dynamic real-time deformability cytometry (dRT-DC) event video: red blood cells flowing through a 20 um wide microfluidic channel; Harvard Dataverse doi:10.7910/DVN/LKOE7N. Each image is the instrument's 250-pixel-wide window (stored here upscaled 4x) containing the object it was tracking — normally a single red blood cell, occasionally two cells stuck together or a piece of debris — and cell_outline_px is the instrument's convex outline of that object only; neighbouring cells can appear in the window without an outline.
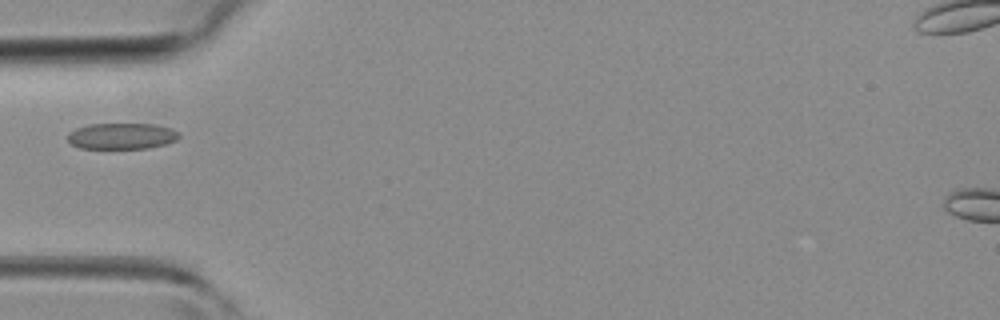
{"species": "common noctule bat (a hibernating species)", "species_latin": "Nyctalus noctula", "temperature_condition": "room temperature", "stored_images_in_passage": 14, "camera_frame_rate_fps": 3000, "um_per_image_px": 0.085, "animal": {"sex": "female", "body_mass_g": 19.3, "forearm_length_mm": 54.1}, "frame": {"image": 1, "passage_image": 1, "time_ms": 0.0, "image_size_px": [1000, 320], "cell_outline_px": [[180, 136], [176, 140], [168, 144], [148, 148], [80, 148], [72, 144], [68, 140], [68, 132], [76, 128], [88, 124], [152, 124], [172, 128], [180, 132]], "centroid_in_image_um": [10.38, 11.56], "position_along_channel_um": 74.6, "area_um2": 17.05}}
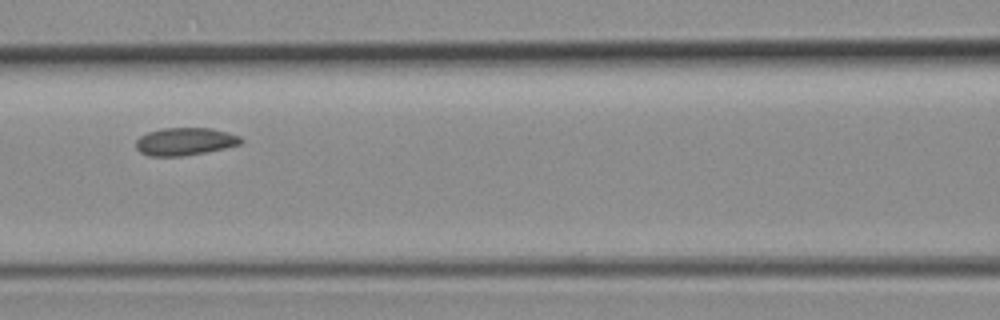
{"frame": {"image": 2, "passage_image": 6, "time_ms": 1.667, "image_size_px": [1000, 320], "cell_outline_px": [[244, 140], [240, 144], [224, 148], [184, 156], [148, 156], [140, 152], [136, 148], [136, 140], [140, 136], [148, 132], [160, 128], [212, 128], [228, 132], [240, 136]], "centroid_in_image_um": [15.71, 12.02], "position_along_channel_um": 150.9, "area_um2": 16.99}}
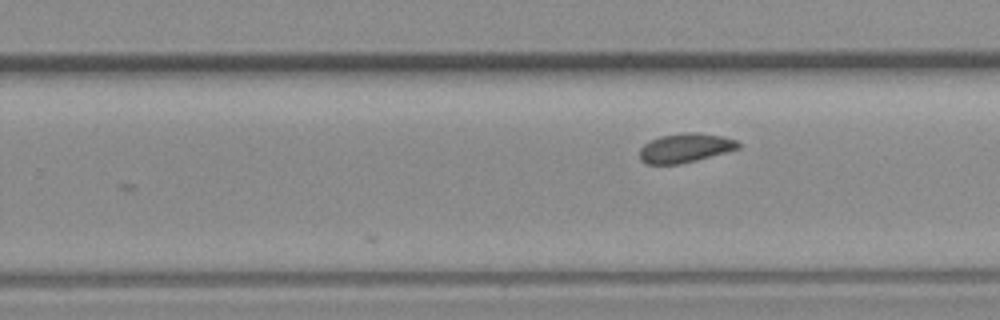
{"frame": {"image": 3, "passage_image": 14, "time_ms": 4.333, "image_size_px": [1000, 320], "cell_outline_px": [[740, 148], [696, 160], [680, 164], [648, 164], [640, 160], [640, 148], [644, 144], [660, 136], [688, 132], [696, 132], [724, 136], [736, 140], [740, 144]], "centroid_in_image_um": [58.25, 12.57], "position_along_channel_um": 271.6, "area_um2": 16.65}}